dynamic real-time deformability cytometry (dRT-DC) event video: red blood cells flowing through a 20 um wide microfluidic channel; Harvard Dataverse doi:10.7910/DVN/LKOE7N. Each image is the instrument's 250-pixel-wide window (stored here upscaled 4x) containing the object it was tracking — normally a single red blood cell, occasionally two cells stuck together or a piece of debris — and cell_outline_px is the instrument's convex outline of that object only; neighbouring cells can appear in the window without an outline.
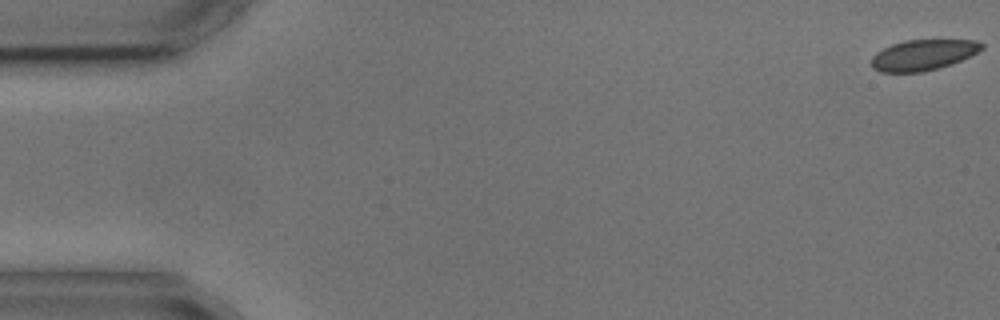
{"species": "common noctule bat (a hibernating species)", "species_latin": "Nyctalus noctula", "temperature_condition": "cold", "stored_images_in_passage": 6, "camera_frame_rate_fps": 3000, "um_per_image_px": 0.085, "animal": {"sex": "male", "body_mass_g": 17.9, "forearm_length_mm": 54.2}, "frame": {"image": 1, "passage_image": 1, "time_ms": 0.0, "image_size_px": [1000, 320], "cell_outline_px": [[984, 48], [952, 64], [924, 72], [880, 72], [872, 68], [872, 56], [876, 52], [892, 44], [904, 40], [976, 40], [984, 44]], "centroid_in_image_um": [78.45, 4.67], "position_along_channel_um": 6.6, "area_um2": 19.65}}
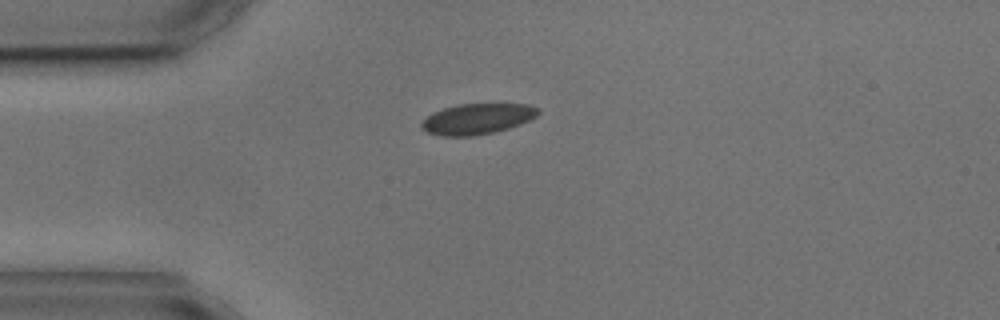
{"frame": {"image": 2, "passage_image": 4, "time_ms": 4.333, "image_size_px": [1000, 320], "cell_outline_px": [[540, 112], [536, 116], [520, 124], [508, 128], [492, 132], [472, 136], [440, 136], [428, 132], [420, 128], [420, 124], [432, 112], [456, 104], [528, 104], [540, 108]], "centroid_in_image_um": [40.55, 10.1], "position_along_channel_um": 44.4, "area_um2": 20.81}}
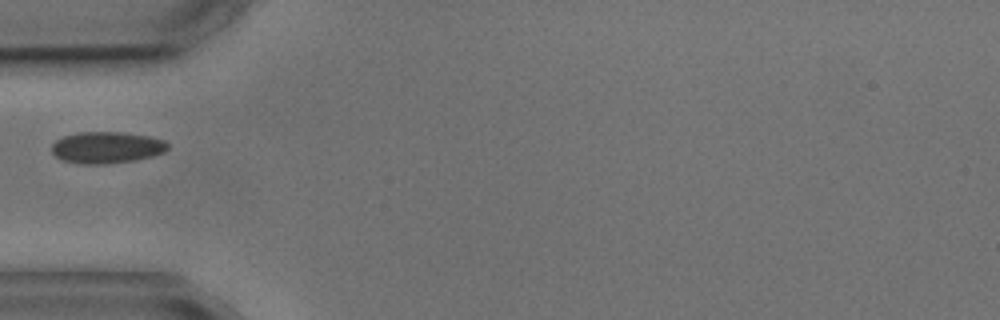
{"frame": {"image": 3, "passage_image": 5, "time_ms": 5.667, "image_size_px": [1000, 320], "cell_outline_px": [[168, 148], [164, 152], [152, 156], [136, 160], [108, 164], [80, 164], [60, 160], [52, 152], [52, 144], [56, 140], [64, 136], [80, 132], [124, 132], [148, 136], [164, 140], [168, 144]], "centroid_in_image_um": [9.06, 12.54], "position_along_channel_um": 75.9, "area_um2": 21.5}}